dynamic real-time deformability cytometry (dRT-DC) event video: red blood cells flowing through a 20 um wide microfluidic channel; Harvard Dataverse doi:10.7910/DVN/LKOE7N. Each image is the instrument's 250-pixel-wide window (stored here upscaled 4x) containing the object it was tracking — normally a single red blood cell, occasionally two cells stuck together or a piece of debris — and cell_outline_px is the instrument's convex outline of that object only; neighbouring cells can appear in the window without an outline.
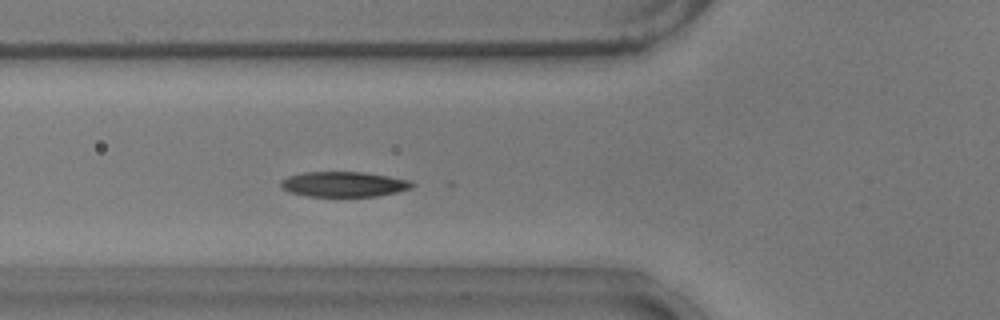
{"species": "common noctule bat (a hibernating species)", "species_latin": "Nyctalus noctula", "temperature_condition": "warm", "stored_images_in_passage": 26, "camera_frame_rate_fps": 3000, "um_per_image_px": 0.085, "animal": {"sex": "male", "body_mass_g": 17.9}, "frame": {"image": 1, "passage_image": 8, "time_ms": 2.333, "image_size_px": [1000, 320], "cell_outline_px": [[416, 184], [412, 188], [396, 192], [376, 196], [308, 196], [288, 192], [280, 184], [280, 180], [288, 176], [304, 172], [364, 172], [388, 176], [408, 180]], "centroid_in_image_um": [29.21, 15.65], "position_along_channel_um": 96.6, "area_um2": 19.19}}
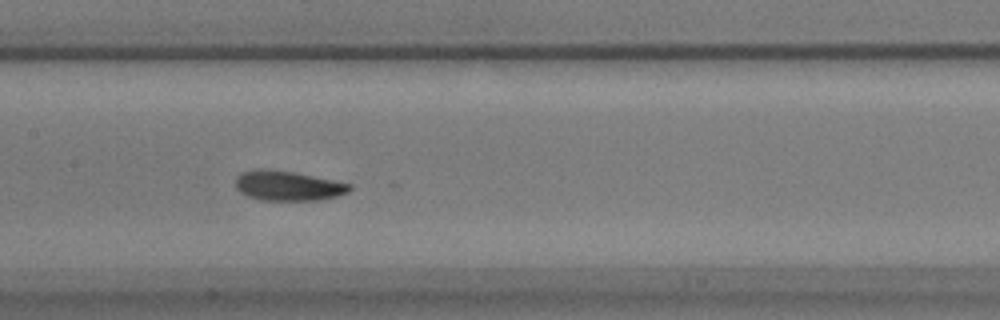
{"frame": {"image": 2, "passage_image": 15, "time_ms": 4.667, "image_size_px": [1000, 320], "cell_outline_px": [[352, 188], [348, 192], [336, 196], [320, 200], [260, 200], [248, 196], [240, 192], [236, 188], [236, 176], [240, 172], [260, 168], [264, 168], [292, 172], [352, 184]], "centroid_in_image_um": [24.44, 15.79], "position_along_channel_um": 183.0, "area_um2": 19.77}}